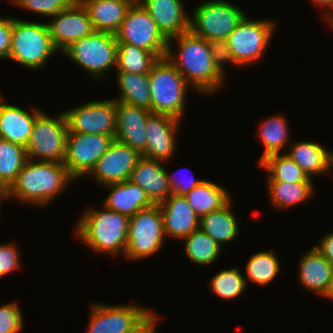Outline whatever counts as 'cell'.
<instances>
[{
  "label": "cell",
  "mask_w": 333,
  "mask_h": 333,
  "mask_svg": "<svg viewBox=\"0 0 333 333\" xmlns=\"http://www.w3.org/2000/svg\"><path fill=\"white\" fill-rule=\"evenodd\" d=\"M333 265V231L326 233L320 239L319 245L314 247Z\"/></svg>",
  "instance_id": "44"
},
{
  "label": "cell",
  "mask_w": 333,
  "mask_h": 333,
  "mask_svg": "<svg viewBox=\"0 0 333 333\" xmlns=\"http://www.w3.org/2000/svg\"><path fill=\"white\" fill-rule=\"evenodd\" d=\"M190 18V31L207 41L227 39L247 15L226 0H212L199 4Z\"/></svg>",
  "instance_id": "8"
},
{
  "label": "cell",
  "mask_w": 333,
  "mask_h": 333,
  "mask_svg": "<svg viewBox=\"0 0 333 333\" xmlns=\"http://www.w3.org/2000/svg\"><path fill=\"white\" fill-rule=\"evenodd\" d=\"M209 46L211 49V55L213 58L214 65L217 69L225 75L224 65L230 62V64H234L235 62L232 59L230 49L228 47L227 39H216L210 40Z\"/></svg>",
  "instance_id": "41"
},
{
  "label": "cell",
  "mask_w": 333,
  "mask_h": 333,
  "mask_svg": "<svg viewBox=\"0 0 333 333\" xmlns=\"http://www.w3.org/2000/svg\"><path fill=\"white\" fill-rule=\"evenodd\" d=\"M327 22H329V25L332 26V28H333V20L328 19Z\"/></svg>",
  "instance_id": "49"
},
{
  "label": "cell",
  "mask_w": 333,
  "mask_h": 333,
  "mask_svg": "<svg viewBox=\"0 0 333 333\" xmlns=\"http://www.w3.org/2000/svg\"><path fill=\"white\" fill-rule=\"evenodd\" d=\"M258 164L259 169L265 168L268 171V181L313 182L303 169L285 153L268 155Z\"/></svg>",
  "instance_id": "31"
},
{
  "label": "cell",
  "mask_w": 333,
  "mask_h": 333,
  "mask_svg": "<svg viewBox=\"0 0 333 333\" xmlns=\"http://www.w3.org/2000/svg\"><path fill=\"white\" fill-rule=\"evenodd\" d=\"M229 192L211 181L204 180L190 190L185 198L199 218L222 209L231 201Z\"/></svg>",
  "instance_id": "27"
},
{
  "label": "cell",
  "mask_w": 333,
  "mask_h": 333,
  "mask_svg": "<svg viewBox=\"0 0 333 333\" xmlns=\"http://www.w3.org/2000/svg\"><path fill=\"white\" fill-rule=\"evenodd\" d=\"M116 111V135L114 139L127 144L142 154L146 149L147 141L145 123L152 112L120 101H116Z\"/></svg>",
  "instance_id": "18"
},
{
  "label": "cell",
  "mask_w": 333,
  "mask_h": 333,
  "mask_svg": "<svg viewBox=\"0 0 333 333\" xmlns=\"http://www.w3.org/2000/svg\"><path fill=\"white\" fill-rule=\"evenodd\" d=\"M114 140L101 134L68 133L64 165L76 180L87 177Z\"/></svg>",
  "instance_id": "14"
},
{
  "label": "cell",
  "mask_w": 333,
  "mask_h": 333,
  "mask_svg": "<svg viewBox=\"0 0 333 333\" xmlns=\"http://www.w3.org/2000/svg\"><path fill=\"white\" fill-rule=\"evenodd\" d=\"M90 17L95 31L116 34L126 13L133 4L131 0H79Z\"/></svg>",
  "instance_id": "24"
},
{
  "label": "cell",
  "mask_w": 333,
  "mask_h": 333,
  "mask_svg": "<svg viewBox=\"0 0 333 333\" xmlns=\"http://www.w3.org/2000/svg\"><path fill=\"white\" fill-rule=\"evenodd\" d=\"M286 152L309 176L322 175L333 166V151L325 149L316 142L300 141L288 146Z\"/></svg>",
  "instance_id": "26"
},
{
  "label": "cell",
  "mask_w": 333,
  "mask_h": 333,
  "mask_svg": "<svg viewBox=\"0 0 333 333\" xmlns=\"http://www.w3.org/2000/svg\"><path fill=\"white\" fill-rule=\"evenodd\" d=\"M117 82L121 92L118 99L113 98L115 101L145 108L152 112L149 73L117 72Z\"/></svg>",
  "instance_id": "29"
},
{
  "label": "cell",
  "mask_w": 333,
  "mask_h": 333,
  "mask_svg": "<svg viewBox=\"0 0 333 333\" xmlns=\"http://www.w3.org/2000/svg\"><path fill=\"white\" fill-rule=\"evenodd\" d=\"M174 175H175L174 173L172 174L167 173L168 183L172 193L178 196H185L190 190H192L194 187H196L202 181H204L202 179H195L193 177H192L193 179L191 178V180L188 179L180 180L177 177L175 178Z\"/></svg>",
  "instance_id": "43"
},
{
  "label": "cell",
  "mask_w": 333,
  "mask_h": 333,
  "mask_svg": "<svg viewBox=\"0 0 333 333\" xmlns=\"http://www.w3.org/2000/svg\"><path fill=\"white\" fill-rule=\"evenodd\" d=\"M164 221L158 204L138 211L130 217L125 255L128 259H144L159 251L165 237Z\"/></svg>",
  "instance_id": "10"
},
{
  "label": "cell",
  "mask_w": 333,
  "mask_h": 333,
  "mask_svg": "<svg viewBox=\"0 0 333 333\" xmlns=\"http://www.w3.org/2000/svg\"><path fill=\"white\" fill-rule=\"evenodd\" d=\"M103 207L86 209L76 224L75 235L91 250L125 255L130 217Z\"/></svg>",
  "instance_id": "3"
},
{
  "label": "cell",
  "mask_w": 333,
  "mask_h": 333,
  "mask_svg": "<svg viewBox=\"0 0 333 333\" xmlns=\"http://www.w3.org/2000/svg\"><path fill=\"white\" fill-rule=\"evenodd\" d=\"M105 187L110 192L103 206L128 217L134 216L138 211L154 205L145 190L131 180L109 184Z\"/></svg>",
  "instance_id": "23"
},
{
  "label": "cell",
  "mask_w": 333,
  "mask_h": 333,
  "mask_svg": "<svg viewBox=\"0 0 333 333\" xmlns=\"http://www.w3.org/2000/svg\"><path fill=\"white\" fill-rule=\"evenodd\" d=\"M186 257L193 264L206 266L213 264L222 248L200 228L183 239Z\"/></svg>",
  "instance_id": "33"
},
{
  "label": "cell",
  "mask_w": 333,
  "mask_h": 333,
  "mask_svg": "<svg viewBox=\"0 0 333 333\" xmlns=\"http://www.w3.org/2000/svg\"><path fill=\"white\" fill-rule=\"evenodd\" d=\"M158 205L163 215L166 236L180 240L199 229L200 218L189 206L185 196L172 193Z\"/></svg>",
  "instance_id": "20"
},
{
  "label": "cell",
  "mask_w": 333,
  "mask_h": 333,
  "mask_svg": "<svg viewBox=\"0 0 333 333\" xmlns=\"http://www.w3.org/2000/svg\"><path fill=\"white\" fill-rule=\"evenodd\" d=\"M27 160L26 149L23 146L2 139L0 142V182L10 188Z\"/></svg>",
  "instance_id": "35"
},
{
  "label": "cell",
  "mask_w": 333,
  "mask_h": 333,
  "mask_svg": "<svg viewBox=\"0 0 333 333\" xmlns=\"http://www.w3.org/2000/svg\"><path fill=\"white\" fill-rule=\"evenodd\" d=\"M174 40L178 46L177 55L171 48ZM166 57L182 74L190 87H194L201 93L212 95L224 84L226 75H223L214 65L209 42L191 31L168 40Z\"/></svg>",
  "instance_id": "1"
},
{
  "label": "cell",
  "mask_w": 333,
  "mask_h": 333,
  "mask_svg": "<svg viewBox=\"0 0 333 333\" xmlns=\"http://www.w3.org/2000/svg\"><path fill=\"white\" fill-rule=\"evenodd\" d=\"M75 179L64 163L27 160L15 182L9 188V199L45 206L59 193H64Z\"/></svg>",
  "instance_id": "2"
},
{
  "label": "cell",
  "mask_w": 333,
  "mask_h": 333,
  "mask_svg": "<svg viewBox=\"0 0 333 333\" xmlns=\"http://www.w3.org/2000/svg\"><path fill=\"white\" fill-rule=\"evenodd\" d=\"M64 113L68 133L101 134L115 138L117 111L113 98L80 104Z\"/></svg>",
  "instance_id": "12"
},
{
  "label": "cell",
  "mask_w": 333,
  "mask_h": 333,
  "mask_svg": "<svg viewBox=\"0 0 333 333\" xmlns=\"http://www.w3.org/2000/svg\"><path fill=\"white\" fill-rule=\"evenodd\" d=\"M149 85L152 113L181 120L186 106V90L190 85L167 57L158 59L151 67Z\"/></svg>",
  "instance_id": "4"
},
{
  "label": "cell",
  "mask_w": 333,
  "mask_h": 333,
  "mask_svg": "<svg viewBox=\"0 0 333 333\" xmlns=\"http://www.w3.org/2000/svg\"><path fill=\"white\" fill-rule=\"evenodd\" d=\"M164 161L141 157L132 171L130 179L139 185L154 204H159L172 194L168 183Z\"/></svg>",
  "instance_id": "22"
},
{
  "label": "cell",
  "mask_w": 333,
  "mask_h": 333,
  "mask_svg": "<svg viewBox=\"0 0 333 333\" xmlns=\"http://www.w3.org/2000/svg\"><path fill=\"white\" fill-rule=\"evenodd\" d=\"M58 52L45 23L30 22L12 17V38L8 59L29 69H41Z\"/></svg>",
  "instance_id": "5"
},
{
  "label": "cell",
  "mask_w": 333,
  "mask_h": 333,
  "mask_svg": "<svg viewBox=\"0 0 333 333\" xmlns=\"http://www.w3.org/2000/svg\"><path fill=\"white\" fill-rule=\"evenodd\" d=\"M15 302L0 306V333H18L24 324L23 314Z\"/></svg>",
  "instance_id": "39"
},
{
  "label": "cell",
  "mask_w": 333,
  "mask_h": 333,
  "mask_svg": "<svg viewBox=\"0 0 333 333\" xmlns=\"http://www.w3.org/2000/svg\"><path fill=\"white\" fill-rule=\"evenodd\" d=\"M118 42L115 34L94 31L75 41L62 53L84 68L90 77L103 78L109 69L117 66Z\"/></svg>",
  "instance_id": "6"
},
{
  "label": "cell",
  "mask_w": 333,
  "mask_h": 333,
  "mask_svg": "<svg viewBox=\"0 0 333 333\" xmlns=\"http://www.w3.org/2000/svg\"><path fill=\"white\" fill-rule=\"evenodd\" d=\"M180 121L168 115L151 113L145 123L147 141L146 149L141 155L160 161L171 159L176 152L175 137Z\"/></svg>",
  "instance_id": "17"
},
{
  "label": "cell",
  "mask_w": 333,
  "mask_h": 333,
  "mask_svg": "<svg viewBox=\"0 0 333 333\" xmlns=\"http://www.w3.org/2000/svg\"><path fill=\"white\" fill-rule=\"evenodd\" d=\"M52 18L47 26L55 49L61 53L75 41L95 31L88 12L79 0Z\"/></svg>",
  "instance_id": "15"
},
{
  "label": "cell",
  "mask_w": 333,
  "mask_h": 333,
  "mask_svg": "<svg viewBox=\"0 0 333 333\" xmlns=\"http://www.w3.org/2000/svg\"><path fill=\"white\" fill-rule=\"evenodd\" d=\"M231 201L222 209L210 212L200 218L199 228L220 247L234 241L239 234L236 215L233 214Z\"/></svg>",
  "instance_id": "28"
},
{
  "label": "cell",
  "mask_w": 333,
  "mask_h": 333,
  "mask_svg": "<svg viewBox=\"0 0 333 333\" xmlns=\"http://www.w3.org/2000/svg\"><path fill=\"white\" fill-rule=\"evenodd\" d=\"M333 273V265L314 247L299 262L298 279L308 291L325 295Z\"/></svg>",
  "instance_id": "25"
},
{
  "label": "cell",
  "mask_w": 333,
  "mask_h": 333,
  "mask_svg": "<svg viewBox=\"0 0 333 333\" xmlns=\"http://www.w3.org/2000/svg\"><path fill=\"white\" fill-rule=\"evenodd\" d=\"M324 297H329V299H333V273H332V277L330 279V284L328 287V290L326 291Z\"/></svg>",
  "instance_id": "48"
},
{
  "label": "cell",
  "mask_w": 333,
  "mask_h": 333,
  "mask_svg": "<svg viewBox=\"0 0 333 333\" xmlns=\"http://www.w3.org/2000/svg\"><path fill=\"white\" fill-rule=\"evenodd\" d=\"M15 244L0 245V278L19 269L21 260Z\"/></svg>",
  "instance_id": "40"
},
{
  "label": "cell",
  "mask_w": 333,
  "mask_h": 333,
  "mask_svg": "<svg viewBox=\"0 0 333 333\" xmlns=\"http://www.w3.org/2000/svg\"><path fill=\"white\" fill-rule=\"evenodd\" d=\"M158 29L169 40L190 31V18L182 0H140Z\"/></svg>",
  "instance_id": "19"
},
{
  "label": "cell",
  "mask_w": 333,
  "mask_h": 333,
  "mask_svg": "<svg viewBox=\"0 0 333 333\" xmlns=\"http://www.w3.org/2000/svg\"><path fill=\"white\" fill-rule=\"evenodd\" d=\"M86 333H130L153 311L137 305L92 303Z\"/></svg>",
  "instance_id": "13"
},
{
  "label": "cell",
  "mask_w": 333,
  "mask_h": 333,
  "mask_svg": "<svg viewBox=\"0 0 333 333\" xmlns=\"http://www.w3.org/2000/svg\"><path fill=\"white\" fill-rule=\"evenodd\" d=\"M115 35L118 43H127L149 51L157 59L166 57L168 40L140 2H133Z\"/></svg>",
  "instance_id": "11"
},
{
  "label": "cell",
  "mask_w": 333,
  "mask_h": 333,
  "mask_svg": "<svg viewBox=\"0 0 333 333\" xmlns=\"http://www.w3.org/2000/svg\"><path fill=\"white\" fill-rule=\"evenodd\" d=\"M248 17L246 15L227 37L232 59L239 67L261 60L276 26V21L271 19L250 20Z\"/></svg>",
  "instance_id": "9"
},
{
  "label": "cell",
  "mask_w": 333,
  "mask_h": 333,
  "mask_svg": "<svg viewBox=\"0 0 333 333\" xmlns=\"http://www.w3.org/2000/svg\"><path fill=\"white\" fill-rule=\"evenodd\" d=\"M58 115L54 118L42 112L36 118L25 147L29 160L64 163L68 125L64 111Z\"/></svg>",
  "instance_id": "7"
},
{
  "label": "cell",
  "mask_w": 333,
  "mask_h": 333,
  "mask_svg": "<svg viewBox=\"0 0 333 333\" xmlns=\"http://www.w3.org/2000/svg\"><path fill=\"white\" fill-rule=\"evenodd\" d=\"M0 99V136L3 140L14 142L24 148L29 142L36 118L43 112L32 107L31 112L18 105L4 103Z\"/></svg>",
  "instance_id": "21"
},
{
  "label": "cell",
  "mask_w": 333,
  "mask_h": 333,
  "mask_svg": "<svg viewBox=\"0 0 333 333\" xmlns=\"http://www.w3.org/2000/svg\"><path fill=\"white\" fill-rule=\"evenodd\" d=\"M157 60L149 51L127 43H118L116 72L146 74Z\"/></svg>",
  "instance_id": "34"
},
{
  "label": "cell",
  "mask_w": 333,
  "mask_h": 333,
  "mask_svg": "<svg viewBox=\"0 0 333 333\" xmlns=\"http://www.w3.org/2000/svg\"><path fill=\"white\" fill-rule=\"evenodd\" d=\"M9 198V188L0 182V207H1V202H3L2 200ZM1 212V211H0Z\"/></svg>",
  "instance_id": "47"
},
{
  "label": "cell",
  "mask_w": 333,
  "mask_h": 333,
  "mask_svg": "<svg viewBox=\"0 0 333 333\" xmlns=\"http://www.w3.org/2000/svg\"><path fill=\"white\" fill-rule=\"evenodd\" d=\"M246 283L248 279L259 285L269 284L280 271V263L274 250L258 252L246 264Z\"/></svg>",
  "instance_id": "36"
},
{
  "label": "cell",
  "mask_w": 333,
  "mask_h": 333,
  "mask_svg": "<svg viewBox=\"0 0 333 333\" xmlns=\"http://www.w3.org/2000/svg\"><path fill=\"white\" fill-rule=\"evenodd\" d=\"M132 2H140V0H131Z\"/></svg>",
  "instance_id": "50"
},
{
  "label": "cell",
  "mask_w": 333,
  "mask_h": 333,
  "mask_svg": "<svg viewBox=\"0 0 333 333\" xmlns=\"http://www.w3.org/2000/svg\"><path fill=\"white\" fill-rule=\"evenodd\" d=\"M270 203L275 208L285 209L309 200L313 195L312 182L267 181Z\"/></svg>",
  "instance_id": "30"
},
{
  "label": "cell",
  "mask_w": 333,
  "mask_h": 333,
  "mask_svg": "<svg viewBox=\"0 0 333 333\" xmlns=\"http://www.w3.org/2000/svg\"><path fill=\"white\" fill-rule=\"evenodd\" d=\"M141 157L138 151L114 139L88 175L101 186L127 181Z\"/></svg>",
  "instance_id": "16"
},
{
  "label": "cell",
  "mask_w": 333,
  "mask_h": 333,
  "mask_svg": "<svg viewBox=\"0 0 333 333\" xmlns=\"http://www.w3.org/2000/svg\"><path fill=\"white\" fill-rule=\"evenodd\" d=\"M314 3H316L317 7L319 6L320 8L323 7V8H327L330 11H328L325 15V19L328 20V19H331L333 17V0H312Z\"/></svg>",
  "instance_id": "46"
},
{
  "label": "cell",
  "mask_w": 333,
  "mask_h": 333,
  "mask_svg": "<svg viewBox=\"0 0 333 333\" xmlns=\"http://www.w3.org/2000/svg\"><path fill=\"white\" fill-rule=\"evenodd\" d=\"M209 283L212 293L225 300H232L242 295L241 293L245 292L246 285H248L238 268L221 270L213 275Z\"/></svg>",
  "instance_id": "37"
},
{
  "label": "cell",
  "mask_w": 333,
  "mask_h": 333,
  "mask_svg": "<svg viewBox=\"0 0 333 333\" xmlns=\"http://www.w3.org/2000/svg\"><path fill=\"white\" fill-rule=\"evenodd\" d=\"M159 317L155 312H152L137 328L130 333H157L156 325Z\"/></svg>",
  "instance_id": "45"
},
{
  "label": "cell",
  "mask_w": 333,
  "mask_h": 333,
  "mask_svg": "<svg viewBox=\"0 0 333 333\" xmlns=\"http://www.w3.org/2000/svg\"><path fill=\"white\" fill-rule=\"evenodd\" d=\"M12 38V17H0V59H8Z\"/></svg>",
  "instance_id": "42"
},
{
  "label": "cell",
  "mask_w": 333,
  "mask_h": 333,
  "mask_svg": "<svg viewBox=\"0 0 333 333\" xmlns=\"http://www.w3.org/2000/svg\"><path fill=\"white\" fill-rule=\"evenodd\" d=\"M22 9L32 11L43 16H55L66 9L75 0H11Z\"/></svg>",
  "instance_id": "38"
},
{
  "label": "cell",
  "mask_w": 333,
  "mask_h": 333,
  "mask_svg": "<svg viewBox=\"0 0 333 333\" xmlns=\"http://www.w3.org/2000/svg\"><path fill=\"white\" fill-rule=\"evenodd\" d=\"M287 124L286 119L281 114L270 116L262 121L258 135L263 143L264 153L259 158L258 163L268 155L281 153L284 146L288 144L290 134Z\"/></svg>",
  "instance_id": "32"
}]
</instances>
